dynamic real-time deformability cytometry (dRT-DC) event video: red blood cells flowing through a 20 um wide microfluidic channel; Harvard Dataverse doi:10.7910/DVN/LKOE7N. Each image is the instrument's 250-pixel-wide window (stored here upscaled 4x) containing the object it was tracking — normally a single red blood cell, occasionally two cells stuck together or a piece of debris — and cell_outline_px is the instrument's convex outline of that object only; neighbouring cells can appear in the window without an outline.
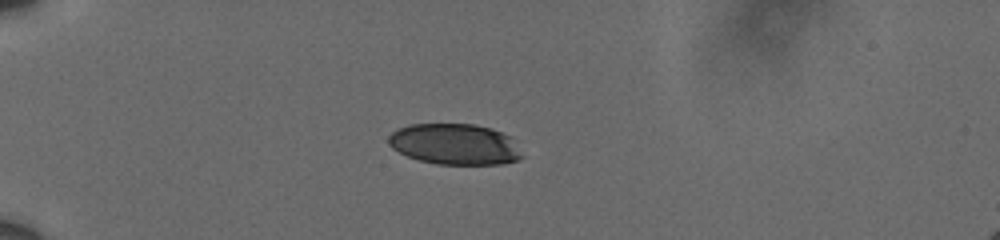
{"species": "human", "species_latin": "Homo sapiens", "temperature_condition": "cold", "stored_images_in_passage": 29, "camera_frame_rate_fps": 3000, "um_per_image_px": 0.085, "donor": {"sex": "male"}, "frame": {"image": 1, "passage_image": 10, "time_ms": 3.0, "image_size_px": [1000, 240], "cell_outline_px": [[524, 156], [516, 160], [500, 164], [436, 164], [420, 160], [408, 156], [392, 148], [388, 144], [388, 136], [392, 132], [400, 128], [412, 124], [472, 124], [492, 128], [508, 136]], "centroid_in_image_um": [38.63, 12.26], "position_along_channel_um": 46.4, "area_um2": 31.5}}
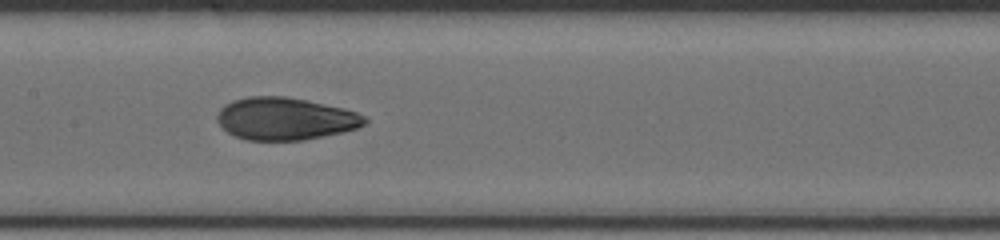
{"frame": {"image": 2, "passage_image": 17, "time_ms": 5.333, "image_size_px": [1000, 240], "cell_outline_px": [[368, 120], [364, 124], [356, 128], [340, 132], [304, 140], [248, 140], [236, 136], [228, 132], [216, 120], [216, 116], [220, 108], [224, 104], [232, 100], [248, 96], [284, 96], [344, 108], [356, 112], [364, 116]], "centroid_in_image_um": [24.2, 10.08], "position_along_channel_um": 183.2, "area_um2": 36.24}}
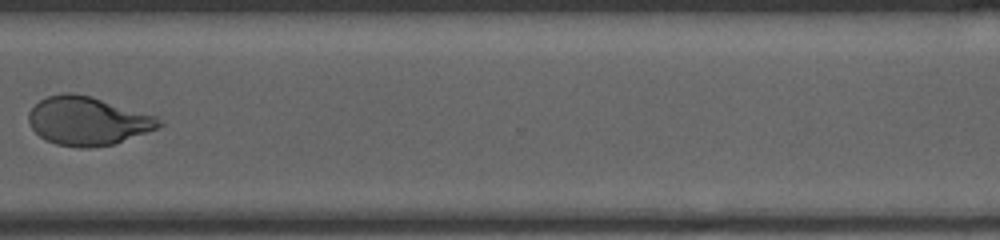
{"frame": {"image": 3, "passage_image": 25, "time_ms": 8.0, "image_size_px": [1000, 240], "cell_outline_px": [[164, 124], [156, 128], [116, 144], [88, 148], [80, 148], [56, 144], [40, 136], [32, 128], [28, 120], [28, 112], [40, 100], [48, 96], [64, 92], [72, 92], [88, 96], [156, 116]], "centroid_in_image_um": [7.43, 10.29], "position_along_channel_um": 363.2, "area_um2": 36.47}}